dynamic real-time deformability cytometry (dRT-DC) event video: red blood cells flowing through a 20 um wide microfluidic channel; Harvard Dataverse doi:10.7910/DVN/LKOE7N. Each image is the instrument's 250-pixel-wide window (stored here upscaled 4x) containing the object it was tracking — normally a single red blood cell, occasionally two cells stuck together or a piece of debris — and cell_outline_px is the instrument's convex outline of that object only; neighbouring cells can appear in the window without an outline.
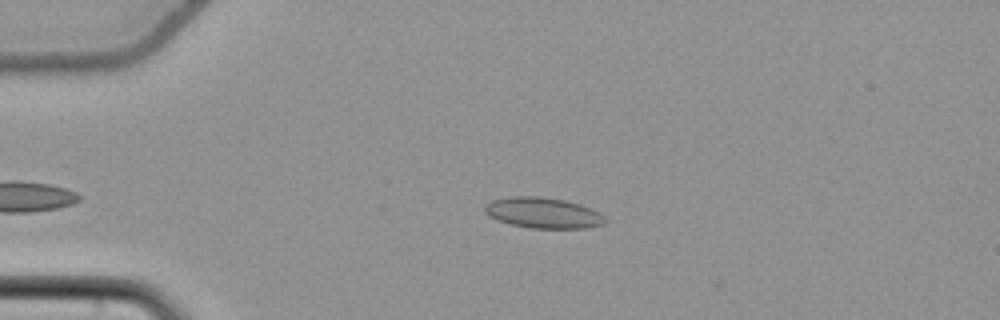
{"species": "common noctule bat (a hibernating species)", "species_latin": "Nyctalus noctula", "temperature_condition": "cold", "stored_images_in_passage": 42, "camera_frame_rate_fps": 3000, "um_per_image_px": 0.085, "animal": {"sex": "female", "body_mass_g": 22.7, "forearm_length_mm": 54.2}, "frame": {"image": 1, "passage_image": 6, "time_ms": 1.667, "image_size_px": [1000, 320], "cell_outline_px": [[608, 220], [604, 224], [588, 228], [532, 228], [512, 224], [488, 216], [484, 212], [484, 208], [492, 200], [512, 196], [540, 196], [564, 200], [580, 204], [592, 208], [600, 212]], "centroid_in_image_um": [46.22, 18.09], "position_along_channel_um": 38.8, "area_um2": 21.56}}
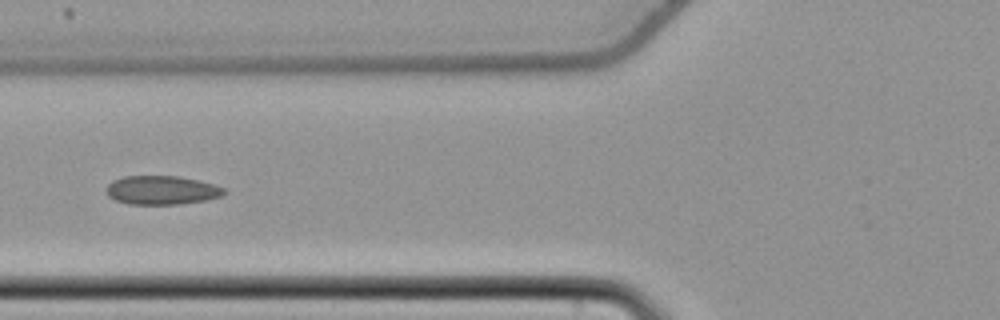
{"frame": {"image": 2, "passage_image": 15, "time_ms": 4.667, "image_size_px": [1000, 320], "cell_outline_px": [[228, 192], [220, 196], [204, 200], [176, 204], [128, 204], [116, 200], [108, 196], [104, 188], [112, 180], [124, 176], [180, 176], [200, 180], [224, 188]], "centroid_in_image_um": [13.71, 16.15], "position_along_channel_um": 112.1, "area_um2": 19.83}}
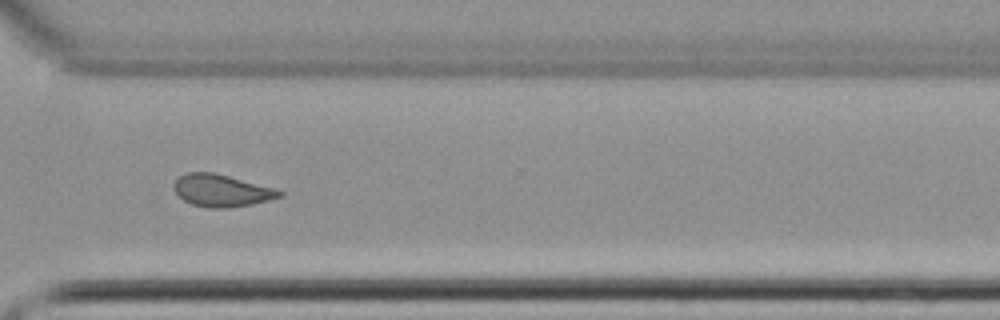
{"frame": {"image": 3, "passage_image": 34, "time_ms": 11.0, "image_size_px": [1000, 320], "cell_outline_px": [[284, 196], [252, 204], [228, 208], [208, 208], [192, 204], [176, 196], [172, 188], [176, 180], [180, 176], [188, 172], [212, 172], [228, 176], [272, 188], [284, 192]], "centroid_in_image_um": [18.78, 16.21], "position_along_channel_um": 351.8, "area_um2": 19.71}, "authors_computed_cell_mechanics": {"area_um2": 19.8543, "velocity_mm_per_s": 3.7808, "shape_relaxation_time_tau1_ms": null, "shape_relaxation_time_tau2_ms": 1.908, "deformation_change_tau1": null, "deformation_change_tau2": 0.0827}}